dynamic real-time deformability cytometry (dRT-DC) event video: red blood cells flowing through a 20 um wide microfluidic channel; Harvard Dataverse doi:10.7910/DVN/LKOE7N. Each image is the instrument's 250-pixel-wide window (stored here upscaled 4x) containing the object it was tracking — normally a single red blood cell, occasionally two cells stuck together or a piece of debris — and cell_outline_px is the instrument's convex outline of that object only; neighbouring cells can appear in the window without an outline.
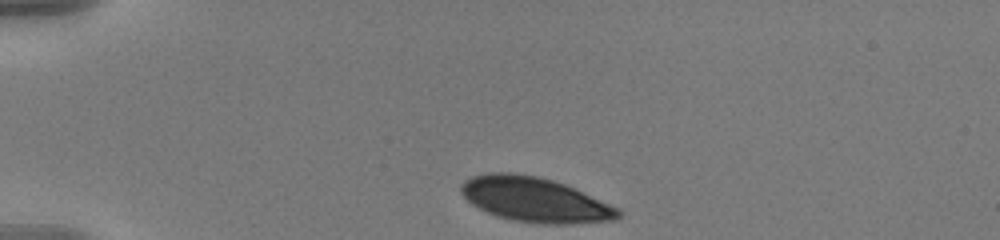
{"species": "human", "species_latin": "Homo sapiens", "temperature_condition": "warm", "stored_images_in_passage": 44, "camera_frame_rate_fps": 3000, "um_per_image_px": 0.085, "donor": {"sex": "male"}, "frame": {"image": 1, "passage_image": 1, "time_ms": 0.0, "image_size_px": [1000, 240], "cell_outline_px": [[620, 216], [616, 220], [572, 224], [544, 224], [516, 220], [500, 216], [488, 212], [472, 204], [460, 192], [460, 184], [464, 180], [472, 176], [488, 172], [512, 172], [536, 176], [552, 180], [564, 184], [620, 208]], "centroid_in_image_um": [45.47, 16.96], "position_along_channel_um": 39.5, "area_um2": 40.75}}
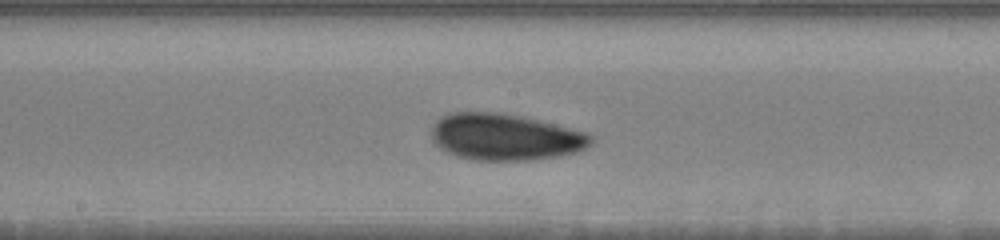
{"frame": {"image": 2, "passage_image": 19, "time_ms": 6.0, "image_size_px": [1000, 240], "cell_outline_px": [[596, 140], [588, 148], [576, 152], [560, 156], [532, 160], [476, 160], [456, 156], [448, 152], [436, 144], [432, 140], [432, 124], [440, 116], [452, 112], [500, 112], [524, 116], [588, 132], [596, 136]], "centroid_in_image_um": [43.0, 11.63], "position_along_channel_um": 205.2, "area_um2": 43.99}}
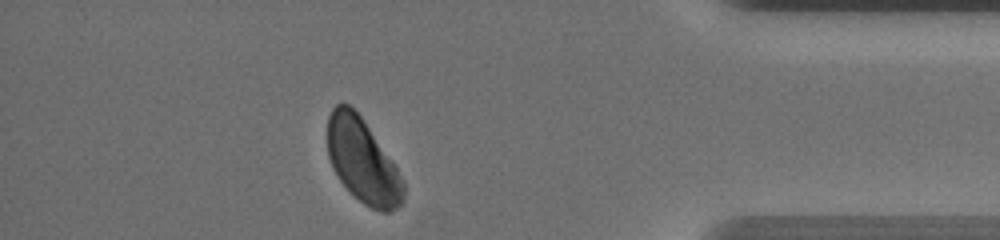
{"frame": {"image": 3, "passage_image": 38, "time_ms": 12.333, "image_size_px": [1000, 240], "cell_outline_px": [[404, 196], [400, 204], [396, 208], [388, 212], [384, 212], [372, 208], [364, 204], [340, 180], [332, 168], [328, 156], [328, 116], [332, 108], [336, 104], [348, 104], [360, 116], [396, 168], [404, 180]], "centroid_in_image_um": [30.81, 13.68], "position_along_channel_um": 404.4, "area_um2": 36.3}, "authors_computed_cell_mechanics": {"area_um2": 41.5582, "velocity_mm_per_s": 3.6027, "shape_relaxation_time_tau1_ms": 2.7814, "shape_relaxation_time_tau2_ms": null, "deformation_change_tau1": 0.1016, "deformation_change_tau2": null}}